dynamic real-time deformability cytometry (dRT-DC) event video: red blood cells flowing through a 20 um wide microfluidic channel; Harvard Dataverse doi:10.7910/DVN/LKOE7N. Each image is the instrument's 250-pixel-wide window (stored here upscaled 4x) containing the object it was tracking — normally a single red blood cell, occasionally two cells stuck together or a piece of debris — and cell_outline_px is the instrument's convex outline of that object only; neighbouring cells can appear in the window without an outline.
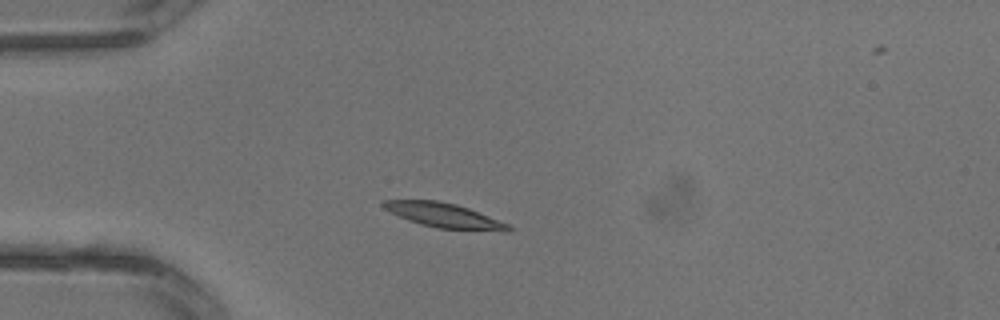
{"species": "common noctule bat (a hibernating species)", "species_latin": "Nyctalus noctula", "temperature_condition": "warm", "stored_images_in_passage": 1, "camera_frame_rate_fps": 3000, "um_per_image_px": 0.085, "animal": {"sex": "male", "body_mass_g": 13.3}, "frame": {"image": 1, "passage_image": 1, "time_ms": 0.0, "image_size_px": [1000, 320], "cell_outline_px": [[516, 228], [512, 232], [508, 232], [436, 228], [420, 224], [408, 220], [384, 208], [380, 204], [384, 200], [436, 200], [456, 204], [468, 208], [508, 224]], "centroid_in_image_um": [37.81, 18.32], "position_along_channel_um": 47.2, "area_um2": 17.92}}